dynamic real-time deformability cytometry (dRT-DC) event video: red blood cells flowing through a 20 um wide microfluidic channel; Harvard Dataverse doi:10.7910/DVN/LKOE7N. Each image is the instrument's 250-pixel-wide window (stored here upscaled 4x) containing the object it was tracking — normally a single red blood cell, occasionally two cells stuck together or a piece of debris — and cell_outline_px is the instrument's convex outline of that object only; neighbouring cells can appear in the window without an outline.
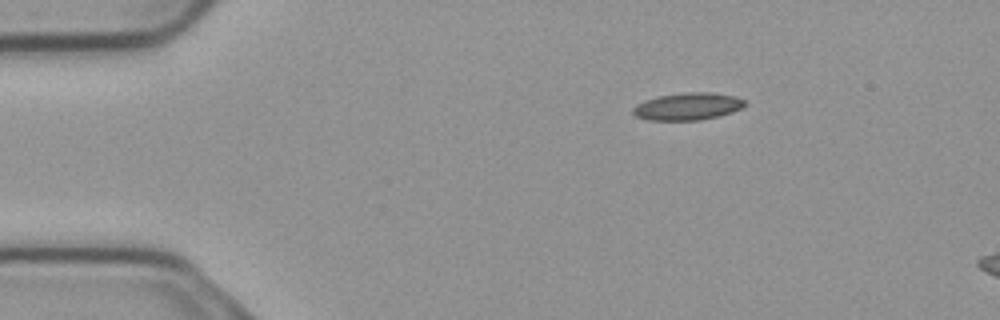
{"species": "common noctule bat (a hibernating species)", "species_latin": "Nyctalus noctula", "temperature_condition": "cold", "stored_images_in_passage": 48, "segment_of_instrument_passage": [1, 2], "camera_frame_rate_fps": 3000, "um_per_image_px": 0.085, "animal": {"sex": "male", "body_mass_g": 23.1, "forearm_length_mm": 52.7}, "frame": {"image": 1, "passage_image": 1, "time_ms": 0.0, "image_size_px": [1000, 320], "cell_outline_px": [[748, 104], [732, 112], [720, 116], [700, 120], [648, 120], [636, 116], [632, 112], [632, 108], [636, 104], [660, 96], [688, 92], [712, 92], [736, 96], [744, 100]], "centroid_in_image_um": [58.49, 9.05], "position_along_channel_um": 26.5, "area_um2": 17.74}}
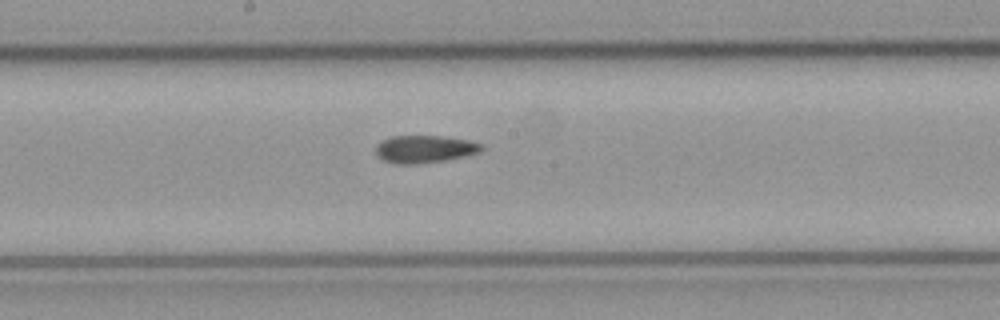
{"frame": {"image": 2, "passage_image": 21, "time_ms": 6.667, "image_size_px": [1000, 320], "cell_outline_px": [[484, 148], [480, 152], [448, 160], [412, 164], [396, 164], [384, 160], [376, 156], [376, 144], [380, 140], [392, 136], [440, 136], [468, 140], [480, 144]], "centroid_in_image_um": [36.05, 12.67], "position_along_channel_um": 212.2, "area_um2": 16.99}}
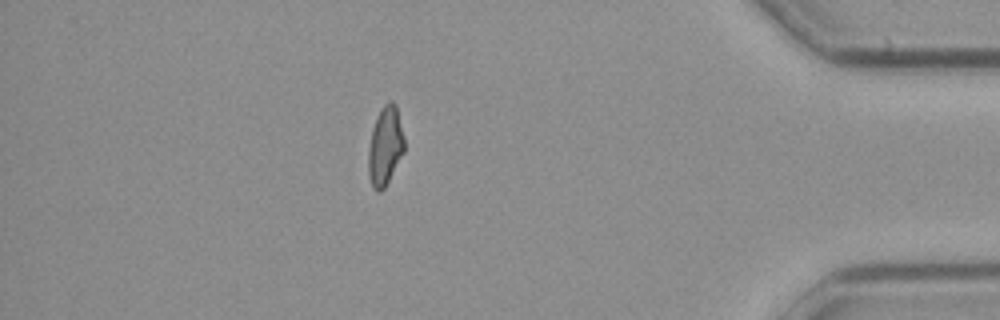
{"frame": {"image": 3, "passage_image": 40, "time_ms": 13.0, "image_size_px": [1000, 320], "cell_outline_px": [[404, 152], [384, 188], [380, 192], [376, 192], [372, 184], [368, 172], [368, 152], [372, 128], [376, 116], [380, 108], [388, 100], [392, 100], [396, 104], [404, 136]], "centroid_in_image_um": [32.74, 12.36], "position_along_channel_um": 402.5, "area_um2": 16.59}}